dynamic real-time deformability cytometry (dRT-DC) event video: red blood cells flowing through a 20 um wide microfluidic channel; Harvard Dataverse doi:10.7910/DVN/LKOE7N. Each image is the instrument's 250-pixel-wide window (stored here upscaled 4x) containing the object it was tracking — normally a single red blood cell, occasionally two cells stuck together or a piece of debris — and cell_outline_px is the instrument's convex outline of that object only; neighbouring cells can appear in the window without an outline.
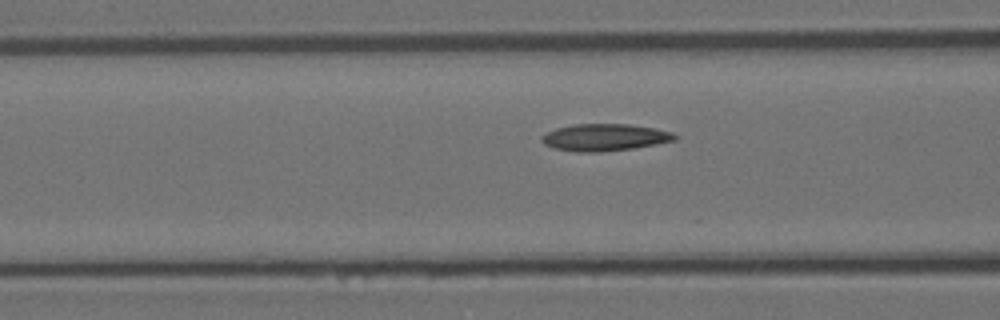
{"species": "Egyptian fruit bat (a non-hibernating species)", "species_latin": "Rousettus aegyptiacus", "temperature_condition": "room temperature", "stored_images_in_passage": 40, "camera_frame_rate_fps": 3000, "um_per_image_px": 0.085, "animal": {"sex": "female"}, "frame": {"image": 1, "passage_image": 18, "time_ms": 5.667, "image_size_px": [1000, 320], "cell_outline_px": [[676, 140], [656, 144], [632, 148], [600, 152], [576, 152], [552, 148], [544, 144], [540, 140], [540, 136], [556, 128], [576, 124], [628, 124], [656, 128], [672, 132], [676, 136]], "centroid_in_image_um": [51.37, 11.68], "position_along_channel_um": 115.2, "area_um2": 20.98}}
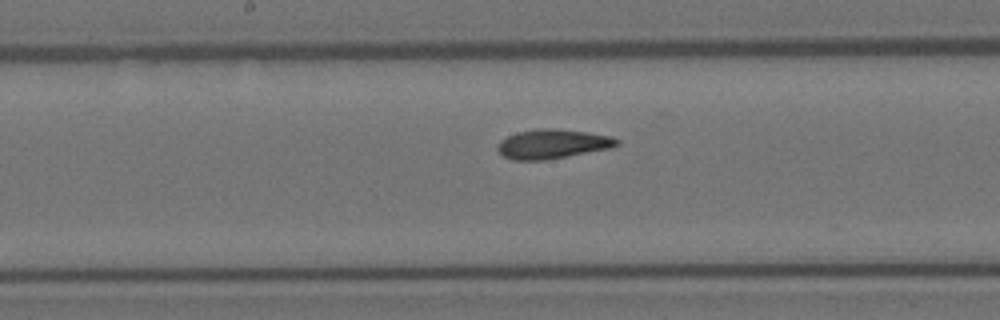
{"frame": {"image": 2, "passage_image": 25, "time_ms": 8.0, "image_size_px": [1000, 320], "cell_outline_px": [[620, 144], [612, 148], [544, 160], [512, 160], [504, 156], [496, 148], [496, 144], [500, 140], [508, 136], [520, 132], [540, 128], [556, 128], [588, 132], [612, 136], [620, 140]], "centroid_in_image_um": [46.99, 12.23], "position_along_channel_um": 201.2, "area_um2": 20.46}}
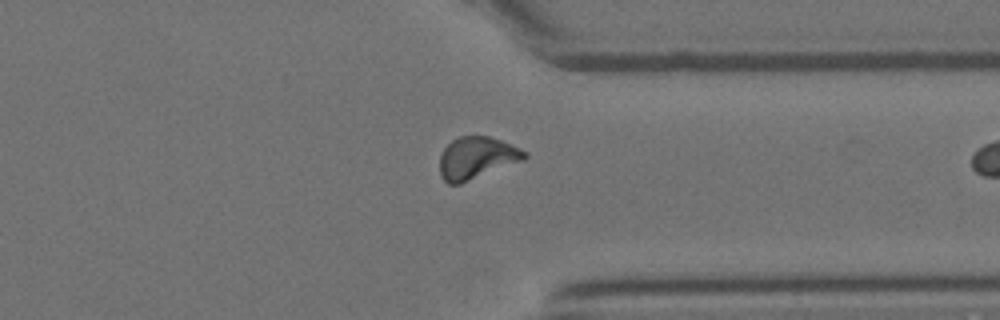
{"frame": {"image": 3, "passage_image": 39, "time_ms": 12.667, "image_size_px": [1000, 320], "cell_outline_px": [[528, 156], [524, 160], [460, 184], [448, 184], [440, 176], [440, 156], [444, 148], [452, 140], [460, 136], [488, 136], [500, 140], [520, 148], [528, 152]], "centroid_in_image_um": [40.52, 13.43], "position_along_channel_um": 370.9, "area_um2": 20.81}}